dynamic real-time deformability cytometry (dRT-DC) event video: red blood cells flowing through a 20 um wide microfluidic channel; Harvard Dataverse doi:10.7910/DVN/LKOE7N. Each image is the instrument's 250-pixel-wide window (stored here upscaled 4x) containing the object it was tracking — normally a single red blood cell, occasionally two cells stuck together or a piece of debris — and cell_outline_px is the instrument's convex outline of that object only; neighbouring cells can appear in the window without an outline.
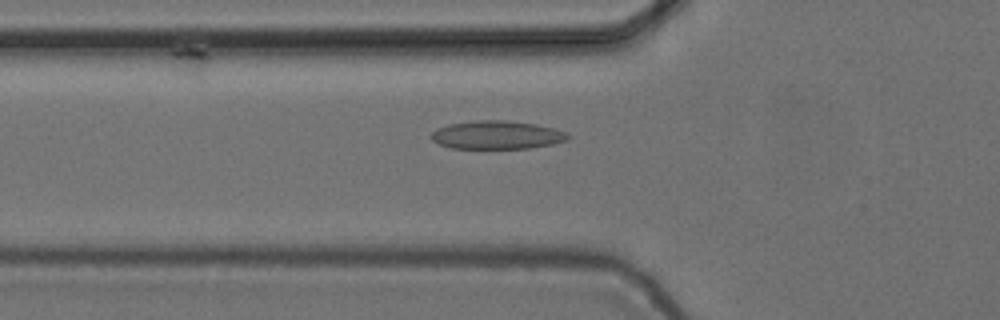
{"species": "common noctule bat (a hibernating species)", "species_latin": "Nyctalus noctula", "temperature_condition": "cold", "stored_images_in_passage": 56, "camera_frame_rate_fps": 3000, "um_per_image_px": 0.085, "animal": {"sex": "female", "body_mass_g": 24.6, "forearm_length_mm": 56.2}, "frame": {"image": 1, "passage_image": 20, "time_ms": 6.333, "image_size_px": [1000, 320], "cell_outline_px": [[572, 136], [568, 140], [552, 144], [528, 148], [452, 148], [440, 144], [432, 140], [428, 136], [436, 128], [448, 124], [476, 120], [508, 120], [536, 124], [556, 128], [568, 132]], "centroid_in_image_um": [42.26, 11.46], "position_along_channel_um": 83.5, "area_um2": 22.83}}
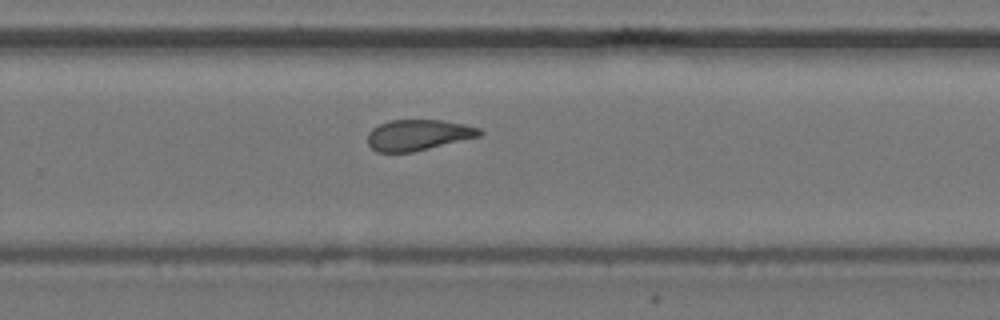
{"frame": {"image": 2, "passage_image": 37, "time_ms": 12.0, "image_size_px": [1000, 320], "cell_outline_px": [[484, 132], [480, 136], [412, 152], [376, 152], [368, 144], [368, 132], [372, 128], [388, 120], [444, 120], [464, 124], [480, 128]], "centroid_in_image_um": [35.54, 11.46], "position_along_channel_um": 294.3, "area_um2": 20.11}}
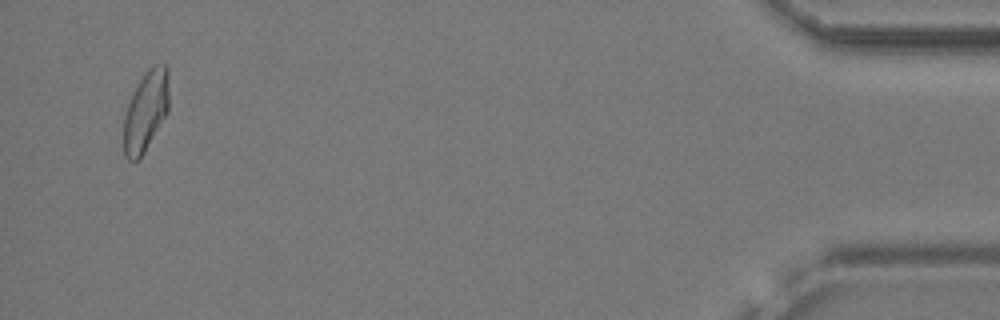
{"frame": {"image": 3, "passage_image": 54, "time_ms": 17.667, "image_size_px": [1000, 320], "cell_outline_px": [[168, 112], [140, 160], [128, 160], [124, 156], [124, 116], [132, 92], [144, 72], [152, 64], [164, 64], [168, 68]], "centroid_in_image_um": [12.39, 9.43], "position_along_channel_um": 422.8, "area_um2": 21.44}, "authors_computed_cell_mechanics": {"area_um2": 21.675, "velocity_mm_per_s": 3.7071, "shape_relaxation_time_tau1_ms": 2.7817, "shape_relaxation_time_tau2_ms": 2.4157, "deformation_change_tau1": 0.0908, "deformation_change_tau2": 0.0842}}